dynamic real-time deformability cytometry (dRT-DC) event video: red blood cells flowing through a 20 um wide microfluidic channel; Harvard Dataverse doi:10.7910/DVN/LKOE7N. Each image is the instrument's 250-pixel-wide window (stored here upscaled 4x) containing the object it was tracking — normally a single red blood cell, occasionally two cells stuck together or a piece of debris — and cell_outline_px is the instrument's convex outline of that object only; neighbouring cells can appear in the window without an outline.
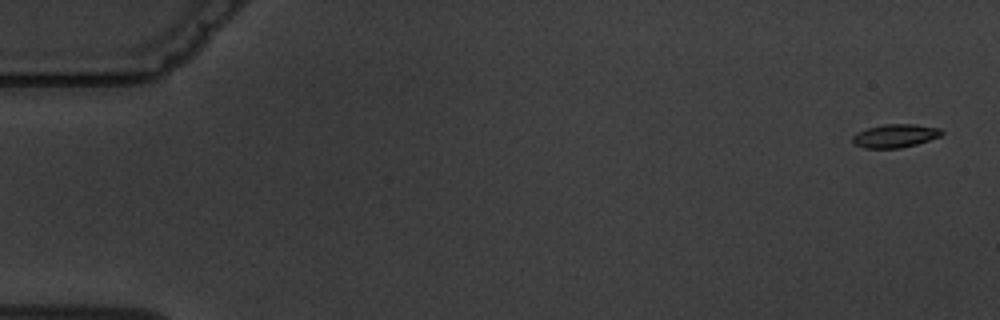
{"species": "common noctule bat (a hibernating species)", "species_latin": "Nyctalus noctula", "temperature_condition": "warm", "stored_images_in_passage": 6, "camera_frame_rate_fps": 3000, "um_per_image_px": 0.085, "animal": {"sex": "male", "body_mass_g": 19.5, "forearm_length_mm": 54.6}, "frame": {"image": 1, "passage_image": 1, "time_ms": 0.0, "image_size_px": [1000, 320], "cell_outline_px": [[944, 132], [940, 136], [916, 144], [900, 148], [864, 148], [852, 144], [852, 136], [856, 132], [868, 128], [884, 124], [916, 124], [940, 128]], "centroid_in_image_um": [76.05, 11.54], "position_along_channel_um": 8.9, "area_um2": 12.2}}